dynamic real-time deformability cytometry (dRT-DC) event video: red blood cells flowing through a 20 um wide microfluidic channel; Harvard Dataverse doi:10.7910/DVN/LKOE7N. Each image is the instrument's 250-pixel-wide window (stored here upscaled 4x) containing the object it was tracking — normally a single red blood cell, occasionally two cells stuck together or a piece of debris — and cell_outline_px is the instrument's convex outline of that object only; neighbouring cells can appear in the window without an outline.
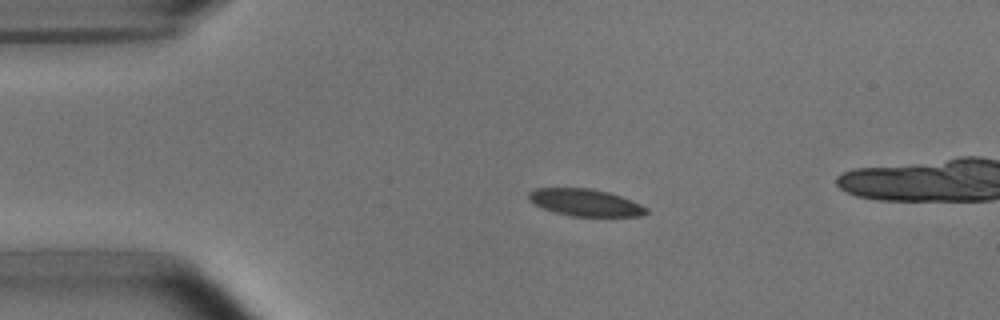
{"species": "common noctule bat (a hibernating species)", "species_latin": "Nyctalus noctula", "temperature_condition": "room temperature", "stored_images_in_passage": 6, "camera_frame_rate_fps": 3000, "um_per_image_px": 0.085, "animal": {"sex": "male", "body_mass_g": 15.6}, "frame": {"image": 1, "passage_image": 1, "time_ms": 0.0, "image_size_px": [1000, 320], "cell_outline_px": [[648, 212], [640, 216], [572, 216], [556, 212], [544, 208], [528, 200], [528, 192], [536, 188], [592, 188], [608, 192], [632, 200], [648, 208]], "centroid_in_image_um": [49.76, 17.21], "position_along_channel_um": 35.2, "area_um2": 18.44}}